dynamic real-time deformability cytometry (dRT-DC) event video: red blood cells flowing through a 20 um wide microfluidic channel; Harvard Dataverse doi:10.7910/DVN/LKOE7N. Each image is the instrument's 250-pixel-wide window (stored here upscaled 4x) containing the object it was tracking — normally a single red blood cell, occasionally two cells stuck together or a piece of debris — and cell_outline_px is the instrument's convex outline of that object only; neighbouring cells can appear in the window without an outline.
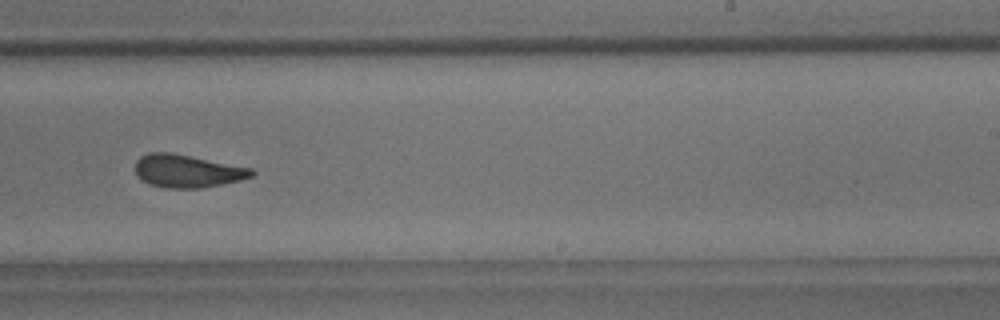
{"species": "common noctule bat (a hibernating species)", "species_latin": "Nyctalus noctula", "temperature_condition": "room temperature", "stored_images_in_passage": 33, "camera_frame_rate_fps": 3000, "um_per_image_px": 0.085, "animal": {"sex": "male", "body_mass_g": 18.8}, "frame": {"image": 1, "passage_image": 19, "time_ms": 6.0, "image_size_px": [1000, 320], "cell_outline_px": [[256, 172], [252, 176], [240, 180], [200, 188], [164, 188], [148, 184], [140, 180], [136, 176], [136, 160], [140, 156], [148, 152], [172, 152], [252, 168]], "centroid_in_image_um": [15.88, 14.53], "position_along_channel_um": 273.1, "area_um2": 22.48}, "authors_computed_cell_mechanics": {"area_um2": 22.5998, "velocity_mm_per_s": 3.7438, "shape_relaxation_time_tau1_ms": 7.2963, "shape_relaxation_time_tau2_ms": 2.8077, "deformation_change_tau1": 0.1736, "deformation_change_tau2": 0.109}}